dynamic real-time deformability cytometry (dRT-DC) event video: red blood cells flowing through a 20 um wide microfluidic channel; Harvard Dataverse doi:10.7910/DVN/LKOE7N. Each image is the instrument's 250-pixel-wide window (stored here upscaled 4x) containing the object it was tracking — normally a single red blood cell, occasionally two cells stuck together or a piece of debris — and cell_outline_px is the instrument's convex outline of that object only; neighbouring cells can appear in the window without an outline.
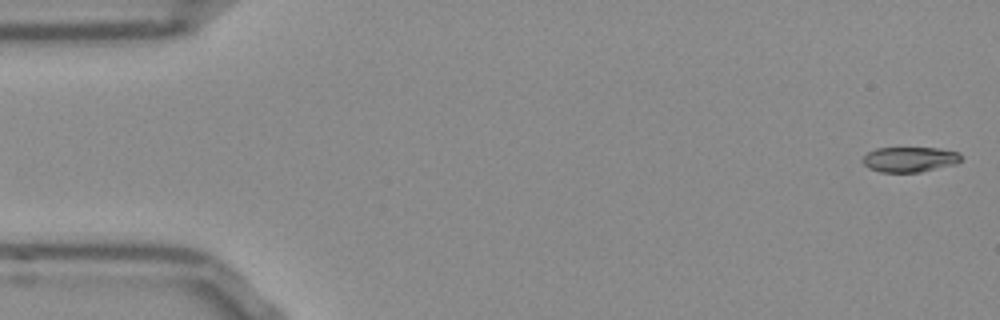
{"species": "Egyptian fruit bat (a non-hibernating species)", "species_latin": "Rousettus aegyptiacus", "temperature_condition": "room temperature", "stored_images_in_passage": 53, "camera_frame_rate_fps": 3000, "um_per_image_px": 0.085, "frame": {"image": 1, "passage_image": 1, "time_ms": 0.0, "image_size_px": [1000, 320], "cell_outline_px": [[960, 160], [956, 164], [920, 172], [880, 172], [868, 168], [860, 160], [868, 152], [876, 148], [936, 148], [960, 152]], "centroid_in_image_um": [77.29, 13.55], "position_along_channel_um": 7.7, "area_um2": 14.45}}
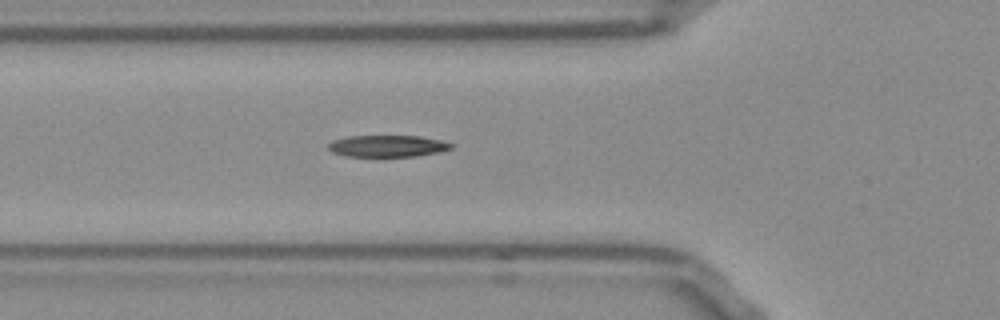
{"frame": {"image": 2, "passage_image": 18, "time_ms": 5.667, "image_size_px": [1000, 320], "cell_outline_px": [[456, 144], [452, 148], [436, 152], [416, 156], [348, 156], [332, 152], [328, 148], [328, 144], [332, 140], [348, 136], [420, 136], [440, 140]], "centroid_in_image_um": [32.93, 12.4], "position_along_channel_um": 92.9, "area_um2": 15.43}}
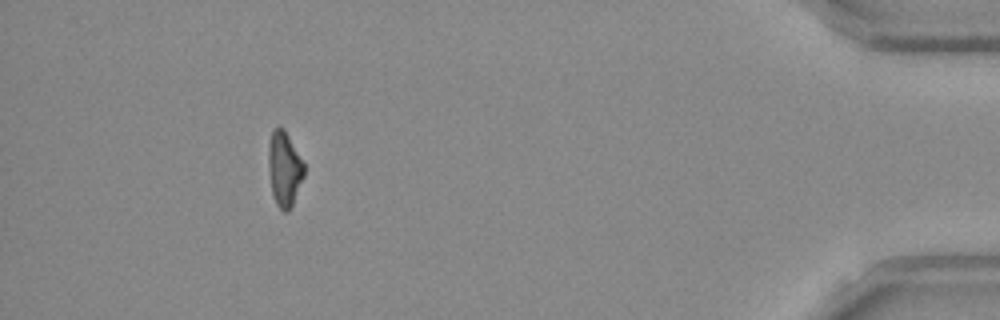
{"frame": {"image": 3, "passage_image": 48, "time_ms": 15.667, "image_size_px": [1000, 320], "cell_outline_px": [[304, 176], [292, 204], [288, 212], [284, 212], [276, 204], [272, 192], [268, 168], [268, 144], [272, 132], [276, 128], [284, 128], [304, 160]], "centroid_in_image_um": [24.17, 14.33], "position_along_channel_um": 411.0, "area_um2": 15.61}, "authors_computed_cell_mechanics": {"area_um2": 15.7216, "velocity_mm_per_s": 3.8163, "shape_relaxation_time_tau1_ms": 3.9951, "shape_relaxation_time_tau2_ms": 3.8015, "deformation_change_tau1": 0.191, "deformation_change_tau2": 0.1234}}